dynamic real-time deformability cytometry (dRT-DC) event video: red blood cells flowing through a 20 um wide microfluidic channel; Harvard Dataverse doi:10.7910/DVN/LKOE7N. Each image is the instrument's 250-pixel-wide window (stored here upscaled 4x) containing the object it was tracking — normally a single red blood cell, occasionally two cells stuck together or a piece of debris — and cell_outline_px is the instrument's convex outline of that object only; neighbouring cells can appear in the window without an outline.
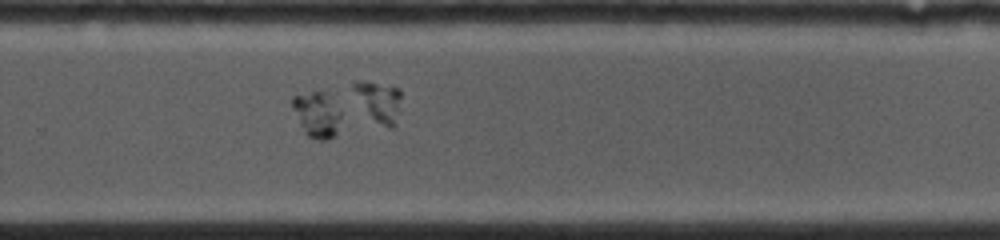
{"species": "common noctule bat (a hibernating species)", "species_latin": "Nyctalus noctula", "temperature_condition": "cold", "stored_images_in_passage": 34, "camera_frame_rate_fps": 4500, "um_per_image_px": 0.085, "animal": {"sex": "female", "body_mass_g": 19.0, "forearm_length_mm": 53.3}, "frame": {"image": 1, "passage_image": 20, "time_ms": 5.778, "image_size_px": [1000, 240], "cell_outline_px": [[340, 116], [336, 136], [328, 140], [320, 140], [308, 136], [304, 132], [292, 108], [292, 96], [312, 92], [332, 92], [340, 112]], "centroid_in_image_um": [26.97, 9.72], "position_along_channel_um": 302.8, "area_um2": 13.18}}